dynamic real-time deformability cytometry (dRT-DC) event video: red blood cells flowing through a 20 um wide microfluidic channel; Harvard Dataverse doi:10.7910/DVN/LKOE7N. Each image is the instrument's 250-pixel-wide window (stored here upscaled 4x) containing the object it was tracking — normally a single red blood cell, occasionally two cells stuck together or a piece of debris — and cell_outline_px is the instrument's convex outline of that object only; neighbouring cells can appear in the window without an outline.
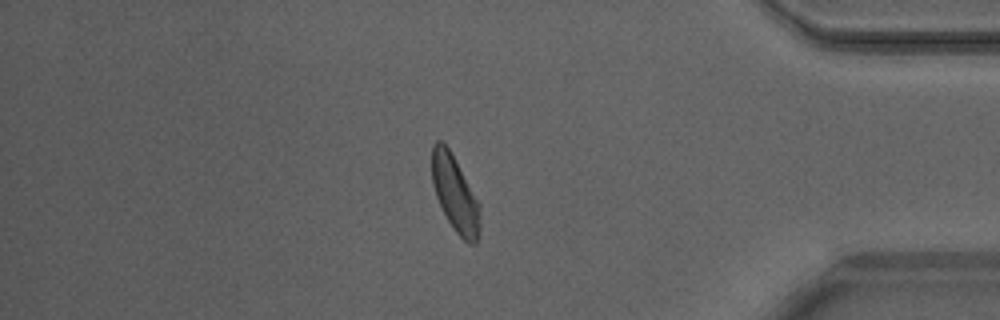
{"species": "Egyptian fruit bat (a non-hibernating species)", "species_latin": "Rousettus aegyptiacus", "temperature_condition": "warm", "stored_images_in_passage": 50, "camera_frame_rate_fps": 3000, "um_per_image_px": 0.085, "animal": {"sex": "male"}, "frame": {"image": 1, "passage_image": 43, "time_ms": 14.0, "image_size_px": [1000, 320], "cell_outline_px": [[480, 236], [476, 244], [468, 244], [456, 232], [448, 220], [436, 196], [432, 184], [432, 144], [436, 140], [440, 140], [448, 148], [480, 204]], "centroid_in_image_um": [38.69, 16.52], "position_along_channel_um": 396.5, "area_um2": 21.1}, "authors_computed_cell_mechanics": {"area_um2": 22.542, "velocity_mm_per_s": 4.1722, "shape_relaxation_time_tau1_ms": 2.6887, "shape_relaxation_time_tau2_ms": 1.2058, "deformation_change_tau1": 0.1162, "deformation_change_tau2": 0.0784}}